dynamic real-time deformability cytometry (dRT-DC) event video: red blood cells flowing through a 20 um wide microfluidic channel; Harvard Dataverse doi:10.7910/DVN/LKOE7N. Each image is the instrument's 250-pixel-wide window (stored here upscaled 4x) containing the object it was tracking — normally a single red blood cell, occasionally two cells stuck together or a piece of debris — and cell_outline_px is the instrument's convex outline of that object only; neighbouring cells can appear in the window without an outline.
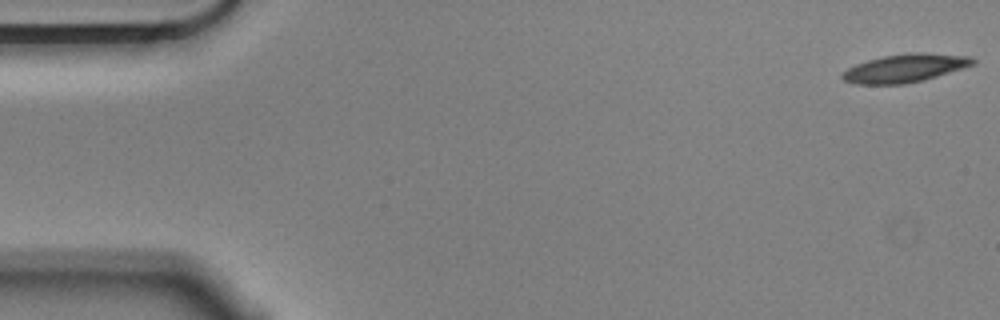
{"species": "Egyptian fruit bat (a non-hibernating species)", "species_latin": "Rousettus aegyptiacus", "temperature_condition": "cold", "stored_images_in_passage": 56, "camera_frame_rate_fps": 3000, "um_per_image_px": 0.085, "animal": {"sex": "male"}, "frame": {"image": 1, "passage_image": 1, "time_ms": 0.0, "image_size_px": [1000, 320], "cell_outline_px": [[976, 64], [924, 80], [904, 84], [856, 84], [844, 80], [840, 76], [848, 68], [856, 64], [868, 60], [884, 56], [916, 52], [920, 52], [968, 56], [976, 60]], "centroid_in_image_um": [76.94, 5.8], "position_along_channel_um": 8.1, "area_um2": 21.27}}
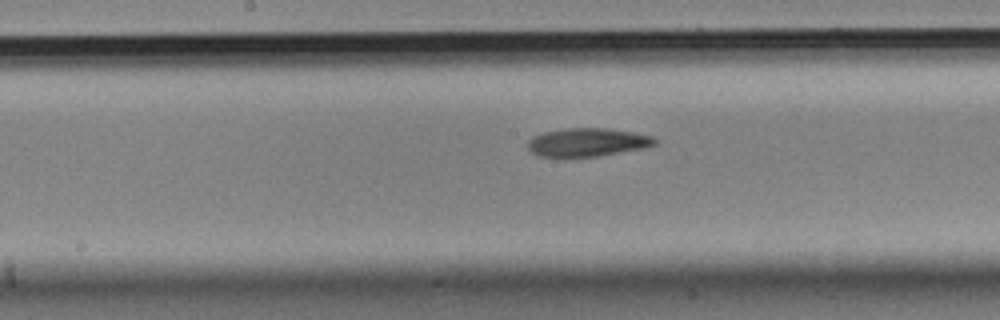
{"frame": {"image": 2, "passage_image": 28, "time_ms": 9.0, "image_size_px": [1000, 320], "cell_outline_px": [[656, 144], [644, 148], [596, 156], [564, 160], [536, 156], [528, 148], [528, 140], [532, 136], [544, 132], [568, 128], [604, 128], [632, 132], [652, 136], [656, 140]], "centroid_in_image_um": [49.83, 12.14], "position_along_channel_um": 198.4, "area_um2": 21.56}}
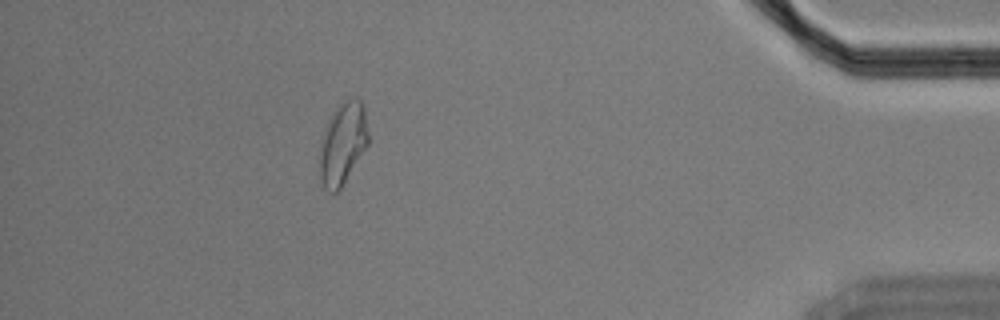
{"frame": {"image": 3, "passage_image": 50, "time_ms": 16.333, "image_size_px": [1000, 320], "cell_outline_px": [[368, 144], [340, 188], [336, 192], [328, 192], [324, 188], [320, 180], [320, 140], [328, 120], [332, 112], [340, 104], [356, 96], [364, 104], [368, 132]], "centroid_in_image_um": [29.12, 12.17], "position_along_channel_um": 406.1, "area_um2": 23.12}, "authors_computed_cell_mechanics": {"area_um2": 21.7328, "velocity_mm_per_s": 3.5361, "shape_relaxation_time_tau1_ms": null, "shape_relaxation_time_tau2_ms": 10.9425, "deformation_change_tau1": null, "deformation_change_tau2": 0.2086}}